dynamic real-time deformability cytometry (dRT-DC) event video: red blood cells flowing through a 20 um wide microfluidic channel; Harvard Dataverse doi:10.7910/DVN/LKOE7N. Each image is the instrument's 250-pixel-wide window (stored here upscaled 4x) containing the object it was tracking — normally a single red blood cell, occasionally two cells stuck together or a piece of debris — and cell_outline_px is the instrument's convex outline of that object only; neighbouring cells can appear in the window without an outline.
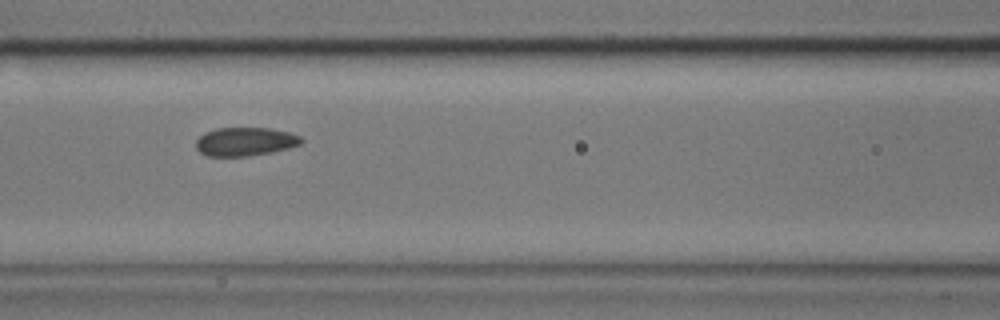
{"species": "common noctule bat (a hibernating species)", "species_latin": "Nyctalus noctula", "temperature_condition": "cold", "stored_images_in_passage": 17, "camera_frame_rate_fps": 3000, "um_per_image_px": 0.085, "animal": {"sex": "male", "body_mass_g": 17.9}, "frame": {"image": 1, "passage_image": 8, "time_ms": 2.333, "image_size_px": [1000, 320], "cell_outline_px": [[304, 140], [300, 144], [288, 148], [248, 156], [204, 156], [196, 148], [196, 140], [204, 132], [216, 128], [268, 128], [288, 132], [300, 136]], "centroid_in_image_um": [20.8, 12.03], "position_along_channel_um": 145.8, "area_um2": 17.46}}